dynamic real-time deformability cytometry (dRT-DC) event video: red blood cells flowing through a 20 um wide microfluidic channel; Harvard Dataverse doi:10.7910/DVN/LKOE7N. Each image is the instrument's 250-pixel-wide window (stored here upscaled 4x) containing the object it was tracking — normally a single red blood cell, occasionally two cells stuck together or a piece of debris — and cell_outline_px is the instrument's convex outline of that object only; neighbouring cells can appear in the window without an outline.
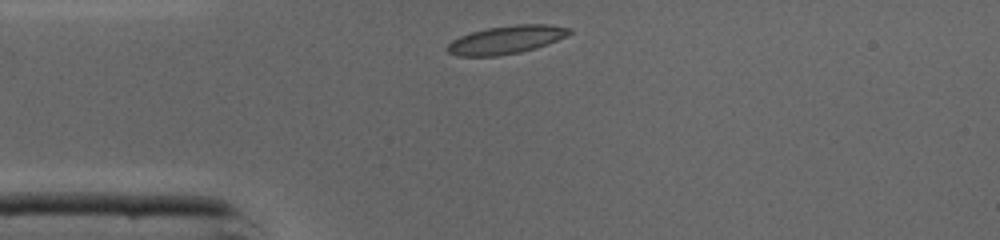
{"species": "common noctule bat (a hibernating species)", "species_latin": "Nyctalus noctula", "temperature_condition": "cold", "stored_images_in_passage": 27, "camera_frame_rate_fps": 3000, "um_per_image_px": 0.085, "animal": {"sex": "male", "body_mass_g": 19.0, "forearm_length_mm": 50.8}, "frame": {"image": 1, "passage_image": 1, "time_ms": 0.0, "image_size_px": [1000, 240], "cell_outline_px": [[572, 32], [548, 44], [536, 48], [520, 52], [496, 56], [456, 56], [448, 52], [444, 48], [452, 40], [460, 36], [472, 32], [488, 28], [516, 24], [548, 24], [572, 28]], "centroid_in_image_um": [43.01, 3.38], "position_along_channel_um": 42.0, "area_um2": 20.0}}
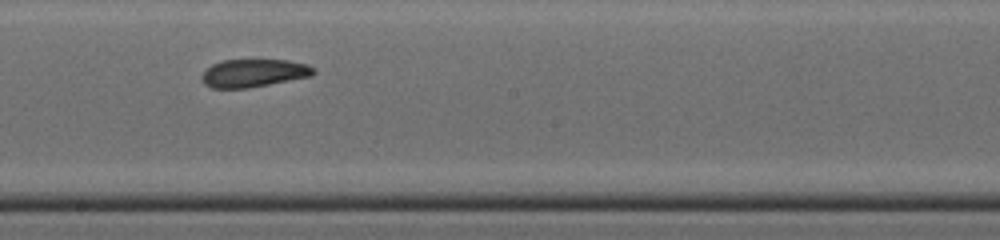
{"frame": {"image": 2, "passage_image": 15, "time_ms": 4.667, "image_size_px": [1000, 240], "cell_outline_px": [[316, 72], [312, 76], [248, 88], [212, 88], [204, 84], [204, 72], [212, 64], [224, 60], [288, 60], [308, 64], [316, 68]], "centroid_in_image_um": [21.64, 6.21], "position_along_channel_um": 226.6, "area_um2": 18.09}}
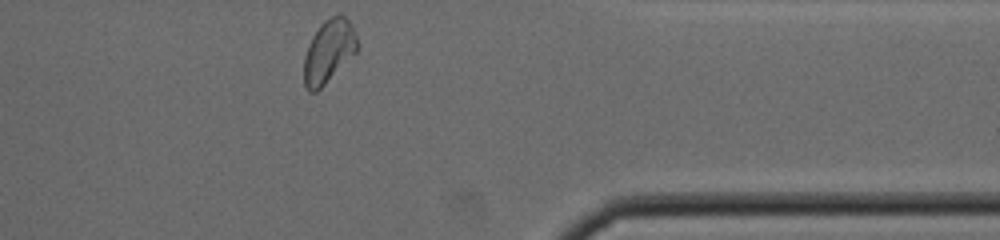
{"frame": {"image": 3, "passage_image": 27, "time_ms": 8.667, "image_size_px": [1000, 240], "cell_outline_px": [[360, 48], [316, 92], [308, 92], [304, 84], [304, 56], [308, 44], [312, 36], [320, 24], [324, 20], [340, 12], [348, 20], [360, 44]], "centroid_in_image_um": [27.94, 4.33], "position_along_channel_um": 383.5, "area_um2": 19.59}, "authors_computed_cell_mechanics": {"area_um2": 18.4382, "velocity_mm_per_s": 4.3277, "shape_relaxation_time_tau1_ms": null, "shape_relaxation_time_tau2_ms": 2.195, "deformation_change_tau1": null, "deformation_change_tau2": 0.0825}}